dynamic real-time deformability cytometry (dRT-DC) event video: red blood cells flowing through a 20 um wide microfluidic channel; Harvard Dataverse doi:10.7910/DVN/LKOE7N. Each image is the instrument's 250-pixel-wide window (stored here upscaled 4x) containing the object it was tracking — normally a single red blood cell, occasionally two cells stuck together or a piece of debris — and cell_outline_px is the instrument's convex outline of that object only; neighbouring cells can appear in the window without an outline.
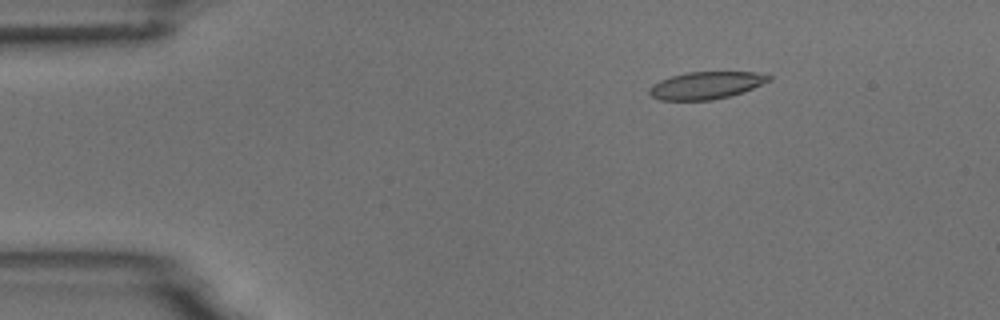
{"species": "common noctule bat (a hibernating species)", "species_latin": "Nyctalus noctula", "temperature_condition": "room temperature", "stored_images_in_passage": 5, "camera_frame_rate_fps": 3000, "um_per_image_px": 0.085, "animal": {"sex": "male", "body_mass_g": 18.8}, "frame": {"image": 1, "passage_image": 3, "time_ms": 2.333, "image_size_px": [1000, 320], "cell_outline_px": [[772, 80], [752, 88], [728, 96], [712, 100], [660, 100], [652, 96], [648, 92], [648, 88], [652, 84], [660, 80], [672, 76], [688, 72], [756, 72], [772, 76]], "centroid_in_image_um": [59.99, 7.25], "position_along_channel_um": 25.0, "area_um2": 18.9}}